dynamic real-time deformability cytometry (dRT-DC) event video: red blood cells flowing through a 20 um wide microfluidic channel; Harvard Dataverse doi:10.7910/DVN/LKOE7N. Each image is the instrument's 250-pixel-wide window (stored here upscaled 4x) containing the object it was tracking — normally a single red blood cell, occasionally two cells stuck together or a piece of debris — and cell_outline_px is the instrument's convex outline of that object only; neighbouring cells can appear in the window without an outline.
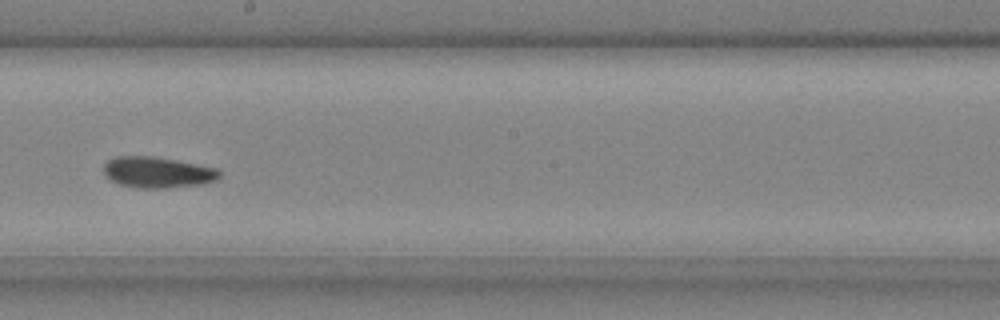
{"species": "common noctule bat (a hibernating species)", "species_latin": "Nyctalus noctula", "temperature_condition": "cold", "stored_images_in_passage": 27, "camera_frame_rate_fps": 3000, "um_per_image_px": 0.085, "animal": {"sex": "male", "body_mass_g": 20.4}, "frame": {"image": 1, "passage_image": 12, "time_ms": 3.667, "image_size_px": [1000, 320], "cell_outline_px": [[220, 176], [216, 180], [204, 184], [168, 188], [136, 188], [120, 184], [112, 180], [104, 172], [104, 164], [108, 160], [116, 156], [152, 156], [176, 160], [216, 168], [220, 172]], "centroid_in_image_um": [13.4, 14.65], "position_along_channel_um": 234.8, "area_um2": 20.87}}